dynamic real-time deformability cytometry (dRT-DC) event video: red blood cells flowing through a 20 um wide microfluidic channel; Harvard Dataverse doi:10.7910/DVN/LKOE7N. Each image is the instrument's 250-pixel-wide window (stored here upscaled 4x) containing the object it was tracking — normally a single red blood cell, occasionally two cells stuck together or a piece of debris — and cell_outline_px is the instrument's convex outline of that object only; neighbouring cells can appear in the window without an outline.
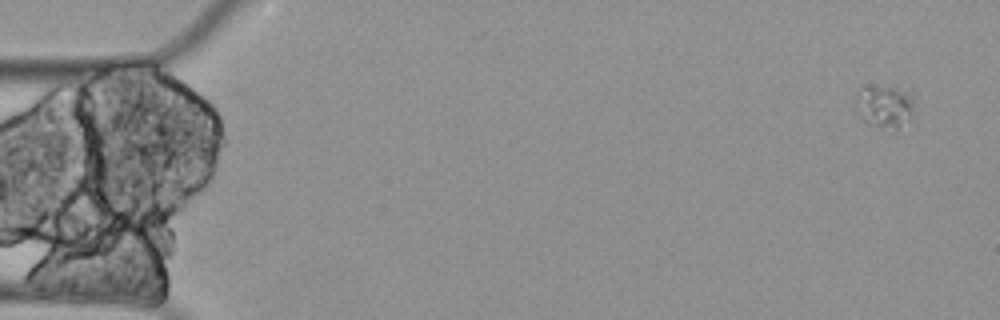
{"species": "Egyptian fruit bat (a non-hibernating species)", "species_latin": "Rousettus aegyptiacus", "temperature_condition": "cold", "stored_images_in_passage": 7, "camera_frame_rate_fps": 3000, "um_per_image_px": 0.085, "animal": {"sex": "female"}, "frame": {"image": 1, "passage_image": 1, "time_ms": 0.0, "image_size_px": [1000, 320], "cell_outline_px": [[912, 116], [896, 128], [880, 128], [868, 124], [860, 120], [856, 108], [856, 92], [860, 84], [868, 84], [912, 88]], "centroid_in_image_um": [75.13, 8.94], "position_along_channel_um": 9.9, "area_um2": 15.43}}
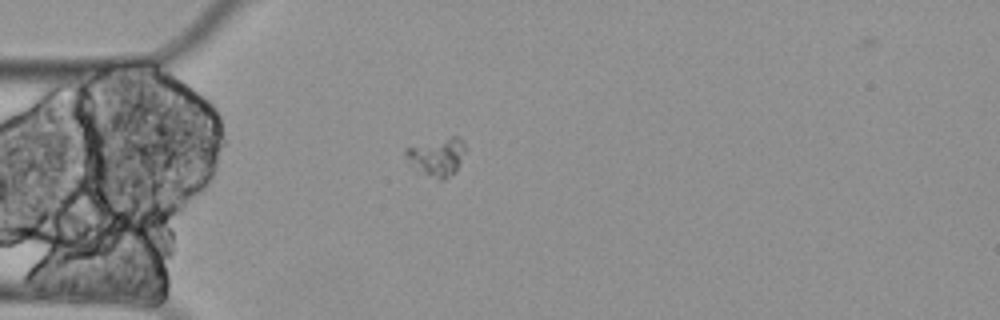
{"frame": {"image": 2, "passage_image": 5, "time_ms": 1.333, "image_size_px": [1000, 320], "cell_outline_px": [[464, 152], [456, 172], [444, 180], [440, 180], [412, 168], [408, 164], [404, 156], [404, 148], [452, 136], [460, 136], [464, 140]], "centroid_in_image_um": [37.11, 13.33], "position_along_channel_um": 47.9, "area_um2": 13.35}}
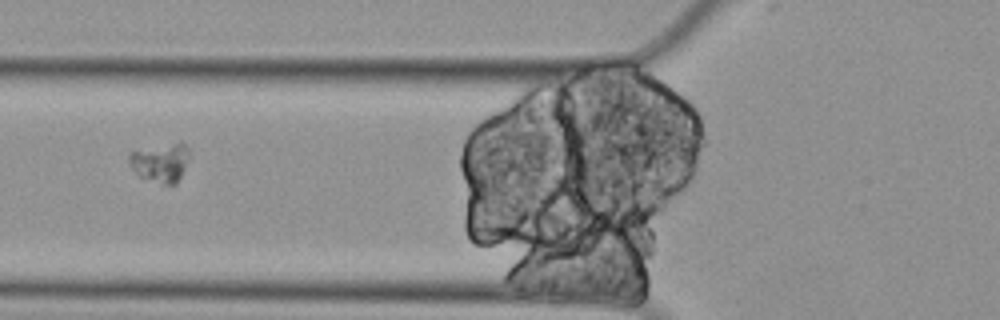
{"frame": {"image": 3, "passage_image": 7, "time_ms": 2.0, "image_size_px": [1000, 320], "cell_outline_px": [[188, 156], [184, 168], [176, 184], [160, 184], [140, 176], [128, 164], [128, 156], [132, 152], [180, 140], [188, 148]], "centroid_in_image_um": [13.64, 13.8], "position_along_channel_um": 112.2, "area_um2": 13.47}}